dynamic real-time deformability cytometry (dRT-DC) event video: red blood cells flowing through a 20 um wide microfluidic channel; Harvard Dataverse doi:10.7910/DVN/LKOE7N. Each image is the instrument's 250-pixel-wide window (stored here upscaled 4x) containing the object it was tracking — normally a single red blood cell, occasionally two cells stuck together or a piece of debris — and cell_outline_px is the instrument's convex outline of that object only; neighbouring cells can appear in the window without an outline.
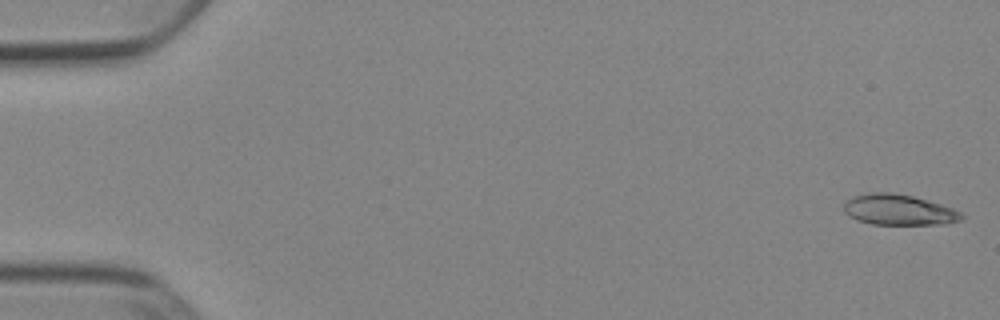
{"species": "Egyptian fruit bat (a non-hibernating species)", "species_latin": "Rousettus aegyptiacus", "temperature_condition": "cold", "stored_images_in_passage": 11, "camera_frame_rate_fps": 3000, "um_per_image_px": 0.085, "animal": {"sex": "female"}, "frame": {"image": 1, "passage_image": 1, "time_ms": 0.0, "image_size_px": [1000, 320], "cell_outline_px": [[964, 216], [960, 220], [948, 224], [872, 224], [856, 220], [848, 216], [844, 212], [844, 200], [852, 196], [868, 192], [892, 192], [912, 196], [940, 204], [952, 208], [960, 212]], "centroid_in_image_um": [76.33, 17.83], "position_along_channel_um": 8.7, "area_um2": 21.15}}